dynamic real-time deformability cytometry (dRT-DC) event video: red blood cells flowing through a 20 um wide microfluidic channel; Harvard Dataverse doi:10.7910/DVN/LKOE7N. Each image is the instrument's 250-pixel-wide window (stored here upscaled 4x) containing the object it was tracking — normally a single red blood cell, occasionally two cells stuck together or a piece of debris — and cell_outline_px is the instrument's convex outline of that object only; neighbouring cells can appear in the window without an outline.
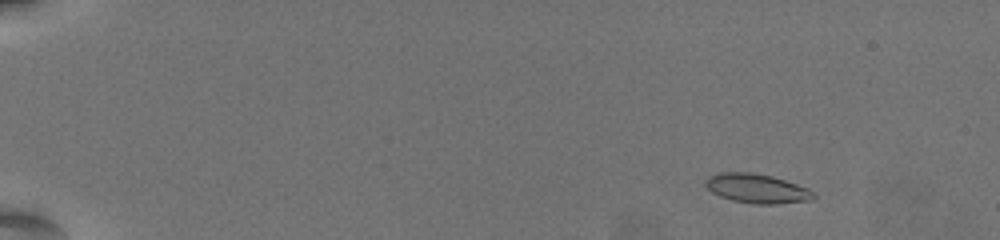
{"species": "common noctule bat (a hibernating species)", "species_latin": "Nyctalus noctula", "temperature_condition": "warm", "stored_images_in_passage": 61, "camera_frame_rate_fps": 3000, "um_per_image_px": 0.085, "animal": {"sex": "female", "body_mass_g": 19.5, "forearm_length_mm": 54.1}, "frame": {"image": 1, "passage_image": 7, "time_ms": 2.0, "image_size_px": [1000, 240], "cell_outline_px": [[816, 196], [812, 200], [776, 204], [756, 204], [732, 200], [720, 196], [712, 192], [704, 184], [704, 180], [708, 176], [720, 172], [748, 172], [772, 176], [808, 188]], "centroid_in_image_um": [64.31, 16.02], "position_along_channel_um": 20.7, "area_um2": 18.38}}
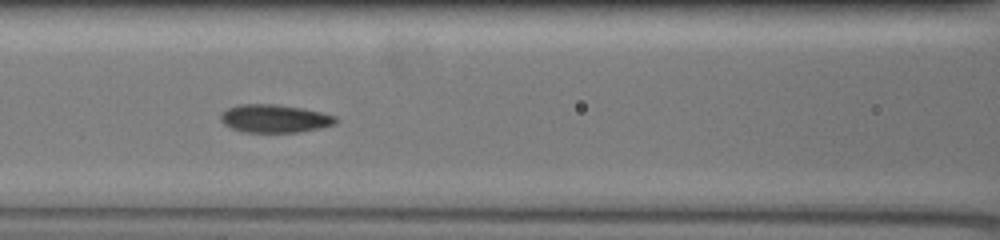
{"frame": {"image": 2, "passage_image": 30, "time_ms": 9.667, "image_size_px": [1000, 240], "cell_outline_px": [[336, 124], [320, 128], [300, 132], [244, 132], [232, 128], [224, 124], [220, 120], [220, 112], [228, 108], [240, 104], [276, 104], [300, 108], [320, 112], [336, 116]], "centroid_in_image_um": [23.31, 10.08], "position_along_channel_um": 143.3, "area_um2": 18.79}}
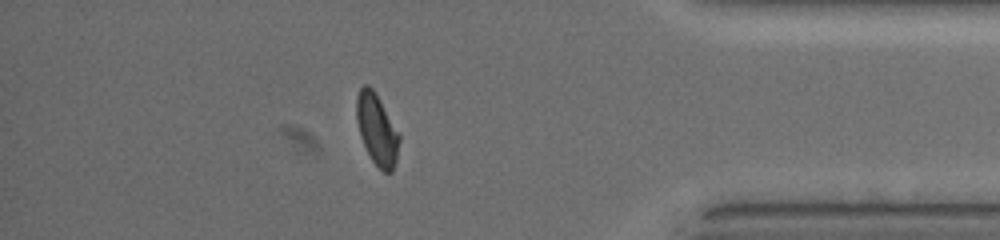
{"frame": {"image": 3, "passage_image": 54, "time_ms": 17.667, "image_size_px": [1000, 240], "cell_outline_px": [[400, 140], [396, 160], [392, 172], [384, 172], [372, 160], [360, 136], [356, 120], [356, 96], [360, 88], [364, 84], [368, 84], [372, 88], [380, 100], [400, 136]], "centroid_in_image_um": [32.02, 10.98], "position_along_channel_um": 403.2, "area_um2": 17.46}, "authors_computed_cell_mechanics": {"area_um2": 18.3226, "velocity_mm_per_s": 3.552, "shape_relaxation_time_tau1_ms": 5.4241, "shape_relaxation_time_tau2_ms": 1.0726, "deformation_change_tau1": 0.1769, "deformation_change_tau2": 0.0601}}